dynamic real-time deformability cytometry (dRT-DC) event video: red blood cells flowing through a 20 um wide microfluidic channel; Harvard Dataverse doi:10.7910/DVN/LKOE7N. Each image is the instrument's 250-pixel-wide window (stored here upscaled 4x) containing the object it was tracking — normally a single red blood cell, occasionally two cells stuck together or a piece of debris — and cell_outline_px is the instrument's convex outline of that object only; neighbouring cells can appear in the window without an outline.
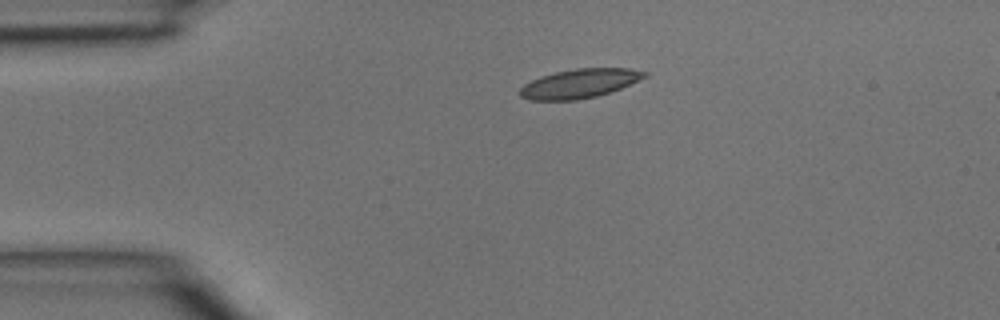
{"species": "common noctule bat (a hibernating species)", "species_latin": "Nyctalus noctula", "temperature_condition": "room temperature", "stored_images_in_passage": 2, "camera_frame_rate_fps": 3000, "um_per_image_px": 0.085, "animal": {"sex": "male", "body_mass_g": 15.6}, "frame": {"image": 1, "passage_image": 1, "time_ms": 0.0, "image_size_px": [1000, 320], "cell_outline_px": [[648, 76], [620, 88], [596, 96], [576, 100], [532, 100], [520, 96], [520, 88], [524, 84], [540, 76], [556, 72], [576, 68], [628, 68], [648, 72]], "centroid_in_image_um": [49.26, 7.09], "position_along_channel_um": 35.7, "area_um2": 20.92}}